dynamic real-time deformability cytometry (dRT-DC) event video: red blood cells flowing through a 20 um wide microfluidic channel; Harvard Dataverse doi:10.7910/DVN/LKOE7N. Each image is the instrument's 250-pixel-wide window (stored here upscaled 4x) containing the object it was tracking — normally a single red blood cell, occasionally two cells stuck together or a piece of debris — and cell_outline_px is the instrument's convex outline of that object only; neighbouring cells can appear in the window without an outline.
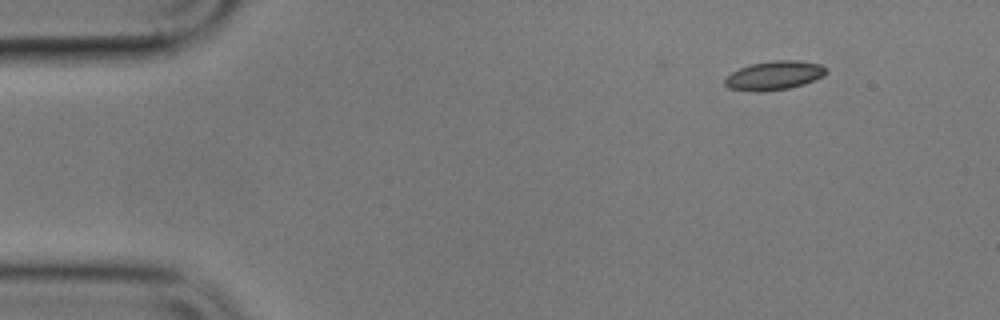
{"species": "common noctule bat (a hibernating species)", "species_latin": "Nyctalus noctula", "temperature_condition": "cold", "stored_images_in_passage": 4, "camera_frame_rate_fps": 3000, "um_per_image_px": 0.085, "animal": {"sex": "male", "body_mass_g": 17.9}, "frame": {"image": 1, "passage_image": 1, "time_ms": 0.0, "image_size_px": [1000, 320], "cell_outline_px": [[828, 72], [824, 76], [804, 84], [788, 88], [764, 92], [756, 92], [728, 88], [724, 84], [724, 80], [732, 72], [748, 64], [772, 60], [796, 60], [820, 64], [828, 68]], "centroid_in_image_um": [65.82, 6.41], "position_along_channel_um": 19.2, "area_um2": 17.28}}
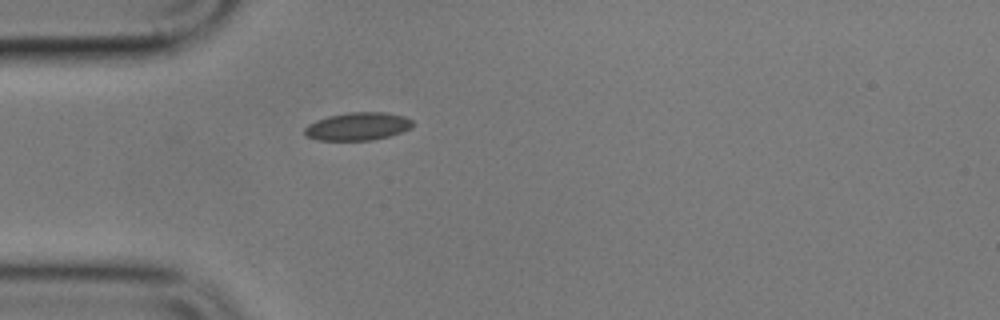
{"frame": {"image": 2, "passage_image": 4, "time_ms": 3.333, "image_size_px": [1000, 320], "cell_outline_px": [[412, 128], [388, 136], [372, 140], [316, 140], [304, 136], [304, 128], [308, 124], [316, 120], [328, 116], [348, 112], [384, 112], [404, 116], [412, 120]], "centroid_in_image_um": [30.37, 10.74], "position_along_channel_um": 54.6, "area_um2": 17.63}}